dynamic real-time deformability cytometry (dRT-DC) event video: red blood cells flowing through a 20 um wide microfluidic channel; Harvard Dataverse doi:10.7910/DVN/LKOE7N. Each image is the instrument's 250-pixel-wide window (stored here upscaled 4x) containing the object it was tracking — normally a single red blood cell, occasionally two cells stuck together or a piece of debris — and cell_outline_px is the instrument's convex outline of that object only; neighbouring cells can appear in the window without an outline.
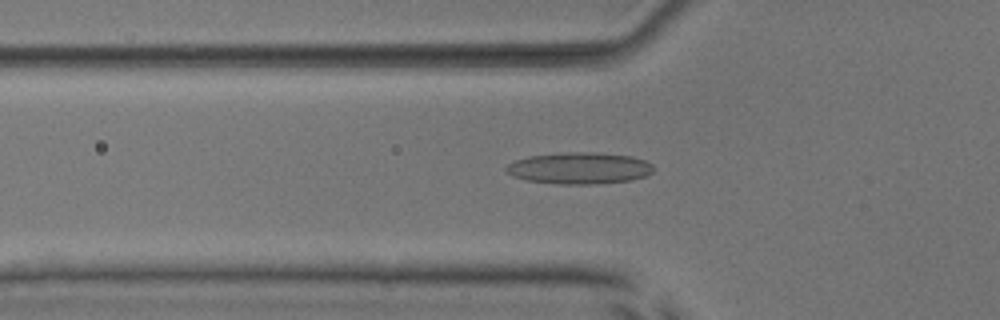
{"species": "common noctule bat (a hibernating species)", "species_latin": "Nyctalus noctula", "temperature_condition": "room temperature", "stored_images_in_passage": 52, "camera_frame_rate_fps": 3000, "um_per_image_px": 0.085, "animal": {"sex": "male", "body_mass_g": 17.9, "forearm_length_mm": 54.2}, "frame": {"image": 1, "passage_image": 18, "time_ms": 5.667, "image_size_px": [1000, 320], "cell_outline_px": [[652, 172], [644, 176], [632, 180], [596, 184], [560, 184], [524, 180], [512, 176], [504, 168], [508, 164], [516, 160], [528, 156], [560, 152], [596, 152], [632, 156], [644, 160], [652, 164]], "centroid_in_image_um": [49.22, 14.29], "position_along_channel_um": 76.6, "area_um2": 27.28}}
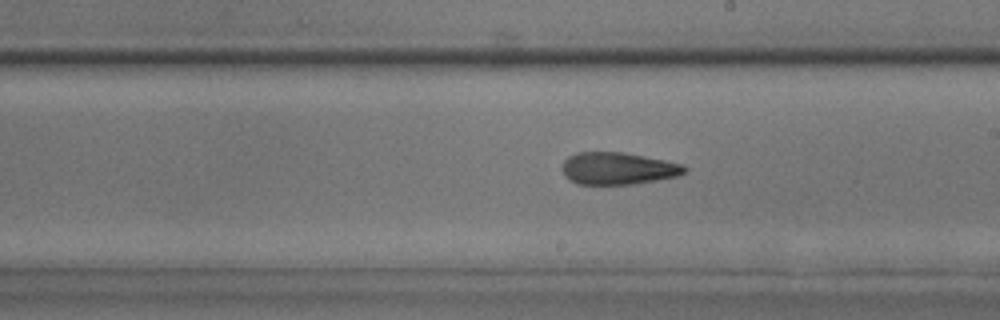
{"frame": {"image": 2, "passage_image": 30, "time_ms": 9.667, "image_size_px": [1000, 320], "cell_outline_px": [[688, 172], [676, 176], [636, 184], [576, 184], [568, 180], [564, 176], [564, 160], [568, 156], [576, 152], [624, 152], [684, 164], [688, 168]], "centroid_in_image_um": [52.54, 14.32], "position_along_channel_um": 236.5, "area_um2": 23.06}}
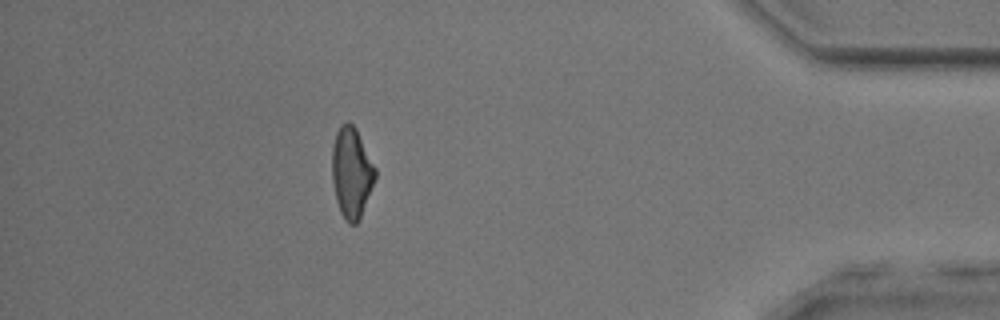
{"frame": {"image": 3, "passage_image": 46, "time_ms": 15.0, "image_size_px": [1000, 320], "cell_outline_px": [[376, 176], [360, 216], [356, 224], [348, 224], [344, 220], [340, 212], [336, 200], [332, 180], [332, 144], [336, 132], [340, 124], [348, 120], [356, 128], [376, 168]], "centroid_in_image_um": [29.86, 14.63], "position_along_channel_um": 405.3, "area_um2": 22.77}, "authors_computed_cell_mechanics": {"area_um2": 23.4379, "velocity_mm_per_s": 4.0096, "shape_relaxation_time_tau1_ms": null, "shape_relaxation_time_tau2_ms": 2.8419, "deformation_change_tau1": null, "deformation_change_tau2": 0.1284}}